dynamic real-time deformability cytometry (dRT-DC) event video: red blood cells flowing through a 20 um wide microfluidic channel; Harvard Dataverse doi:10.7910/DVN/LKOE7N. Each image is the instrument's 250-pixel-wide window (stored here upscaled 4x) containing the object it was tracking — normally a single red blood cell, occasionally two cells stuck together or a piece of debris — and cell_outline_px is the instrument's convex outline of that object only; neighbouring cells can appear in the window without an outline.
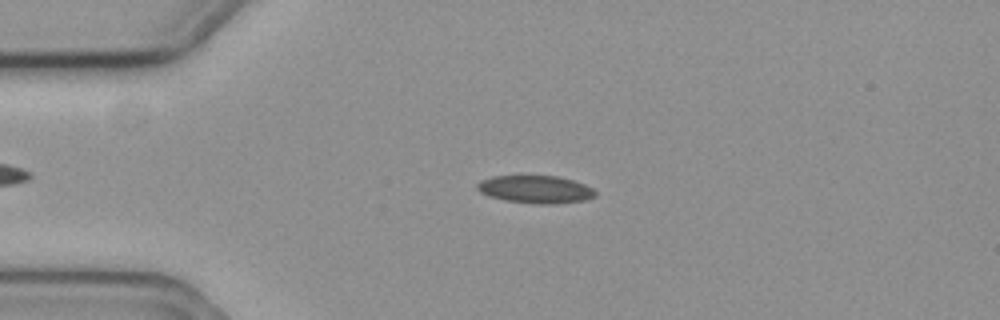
{"species": "common noctule bat (a hibernating species)", "species_latin": "Nyctalus noctula", "temperature_condition": "cold", "stored_images_in_passage": 57, "camera_frame_rate_fps": 3000, "um_per_image_px": 0.085, "animal": {"sex": "female", "body_mass_g": 19.3, "forearm_length_mm": 54.1}, "frame": {"image": 1, "passage_image": 13, "time_ms": 4.0, "image_size_px": [1000, 320], "cell_outline_px": [[596, 196], [584, 200], [552, 204], [540, 204], [504, 200], [488, 196], [480, 192], [476, 188], [476, 184], [480, 180], [492, 176], [556, 176], [572, 180], [584, 184], [592, 188], [596, 192]], "centroid_in_image_um": [45.48, 16.09], "position_along_channel_um": 39.5, "area_um2": 19.02}}
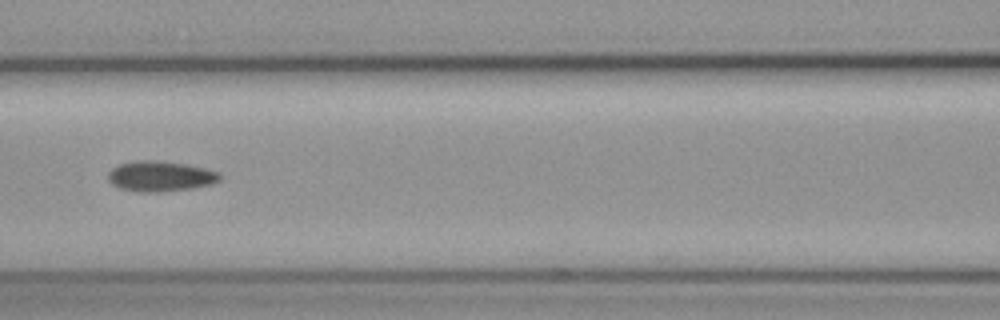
{"frame": {"image": 2, "passage_image": 25, "time_ms": 8.0, "image_size_px": [1000, 320], "cell_outline_px": [[220, 180], [212, 184], [192, 188], [160, 192], [136, 192], [120, 188], [112, 184], [108, 180], [108, 172], [112, 168], [120, 164], [136, 160], [152, 160], [184, 164], [204, 168], [220, 172]], "centroid_in_image_um": [13.61, 14.99], "position_along_channel_um": 153.0, "area_um2": 19.77}}
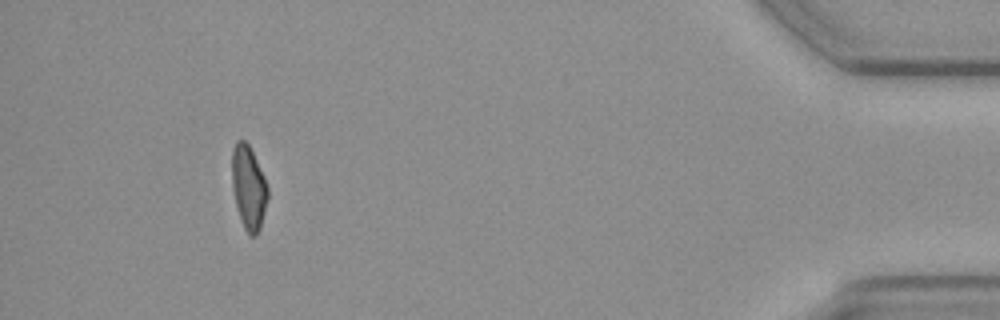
{"frame": {"image": 3, "passage_image": 53, "time_ms": 17.333, "image_size_px": [1000, 320], "cell_outline_px": [[268, 196], [260, 228], [256, 236], [248, 236], [240, 220], [236, 204], [232, 184], [232, 148], [236, 140], [244, 140], [248, 144], [264, 176], [268, 188]], "centroid_in_image_um": [21.12, 15.95], "position_along_channel_um": 414.1, "area_um2": 17.4}, "authors_computed_cell_mechanics": {"area_um2": 18.496, "velocity_mm_per_s": 3.5549, "shape_relaxation_time_tau1_ms": null, "shape_relaxation_time_tau2_ms": 11.2967, "deformation_change_tau1": null, "deformation_change_tau2": 0.1631}}